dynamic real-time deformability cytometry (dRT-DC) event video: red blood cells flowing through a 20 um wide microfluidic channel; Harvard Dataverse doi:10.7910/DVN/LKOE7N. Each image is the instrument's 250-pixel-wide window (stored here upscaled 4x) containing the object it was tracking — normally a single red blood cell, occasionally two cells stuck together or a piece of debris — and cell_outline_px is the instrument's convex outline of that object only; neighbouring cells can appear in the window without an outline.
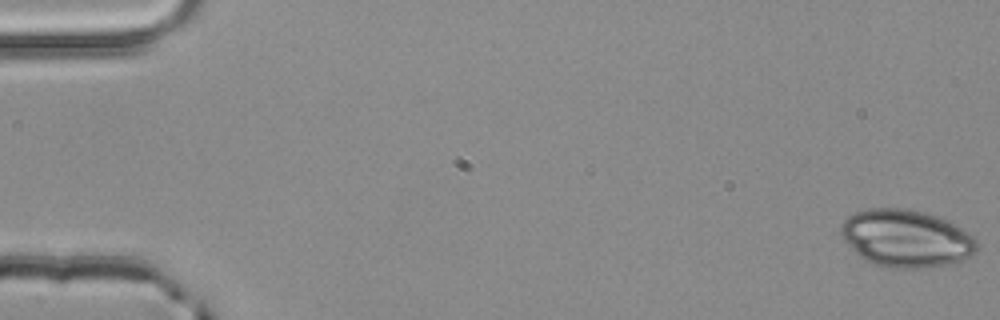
{"species": "common noctule bat (a hibernating species)", "species_latin": "Nyctalus noctula", "temperature_condition": "room temperature", "stored_images_in_passage": 4, "camera_frame_rate_fps": 3000, "um_per_image_px": 0.085, "animal": {"sex": "male", "body_mass_g": 20.4}, "frame": {"image": 1, "passage_image": 1, "time_ms": 0.0, "image_size_px": [1000, 320], "cell_outline_px": [[980, 248], [972, 256], [964, 260], [944, 264], [920, 268], [888, 268], [872, 264], [864, 260], [844, 240], [840, 232], [840, 224], [848, 216], [856, 212], [868, 208], [908, 208], [924, 212], [948, 220], [956, 224], [968, 232], [976, 240]], "centroid_in_image_um": [77.04, 20.26], "position_along_channel_um": 8.0, "area_um2": 45.84}}